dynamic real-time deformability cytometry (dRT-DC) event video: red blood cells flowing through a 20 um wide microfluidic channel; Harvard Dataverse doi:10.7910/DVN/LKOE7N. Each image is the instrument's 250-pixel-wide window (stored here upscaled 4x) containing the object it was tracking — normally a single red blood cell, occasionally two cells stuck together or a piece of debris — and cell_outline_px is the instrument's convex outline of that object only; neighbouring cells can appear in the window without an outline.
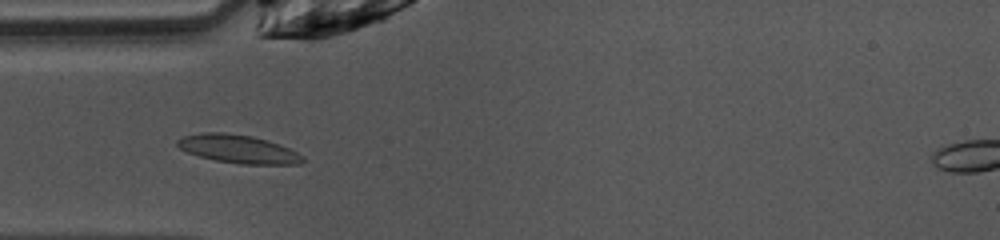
{"species": "common noctule bat (a hibernating species)", "species_latin": "Nyctalus noctula", "temperature_condition": "warm", "stored_images_in_passage": 39, "segment_of_instrument_passage": [1, 2], "camera_frame_rate_fps": 3000, "um_per_image_px": 0.085, "animal": {"sex": "female", "body_mass_g": 10.0, "forearm_length_mm": 53.1}, "frame": {"image": 1, "passage_image": 3, "time_ms": 0.667, "image_size_px": [1000, 240], "cell_outline_px": [[304, 160], [300, 164], [240, 164], [216, 160], [200, 156], [188, 152], [180, 148], [176, 144], [176, 140], [184, 136], [204, 132], [224, 132], [252, 136], [268, 140], [280, 144], [304, 156]], "centroid_in_image_um": [20.26, 12.66], "position_along_channel_um": 64.7, "area_um2": 20.58}}
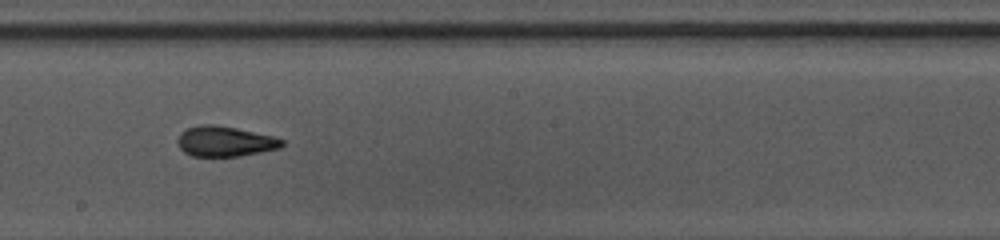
{"frame": {"image": 2, "passage_image": 15, "time_ms": 4.667, "image_size_px": [1000, 240], "cell_outline_px": [[284, 144], [280, 148], [240, 156], [192, 156], [184, 152], [176, 144], [176, 140], [180, 132], [188, 128], [200, 124], [216, 124], [236, 128], [272, 136], [284, 140]], "centroid_in_image_um": [19.08, 12.01], "position_along_channel_um": 229.1, "area_um2": 18.5}}
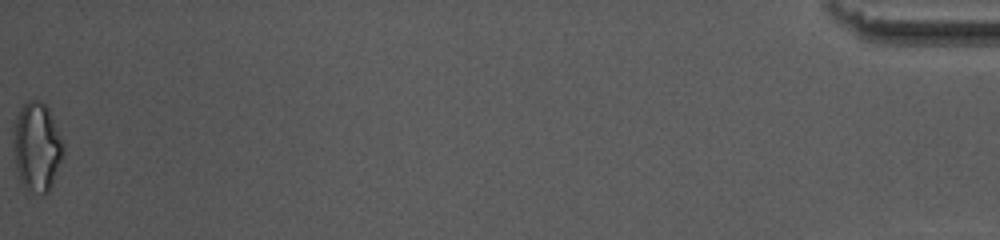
{"frame": {"image": 3, "passage_image": 38, "time_ms": 12.333, "image_size_px": [1000, 240], "cell_outline_px": [[64, 152], [52, 184], [48, 192], [44, 196], [20, 184], [16, 168], [12, 140], [12, 124], [20, 108], [28, 100], [40, 100], [48, 108], [64, 144]], "centroid_in_image_um": [3.1, 12.47], "position_along_channel_um": 432.1, "area_um2": 26.13}}